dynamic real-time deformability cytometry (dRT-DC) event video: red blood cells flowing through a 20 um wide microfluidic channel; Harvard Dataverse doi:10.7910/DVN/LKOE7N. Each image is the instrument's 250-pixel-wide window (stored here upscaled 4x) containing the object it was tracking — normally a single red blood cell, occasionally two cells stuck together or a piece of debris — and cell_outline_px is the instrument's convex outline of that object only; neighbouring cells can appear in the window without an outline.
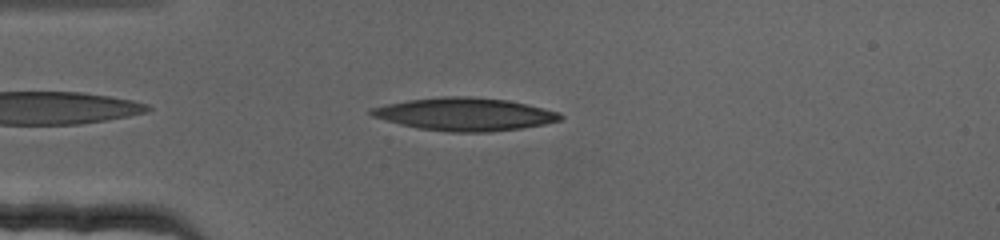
{"species": "human", "species_latin": "Homo sapiens", "temperature_condition": "cold", "stored_images_in_passage": 56, "camera_frame_rate_fps": 3000, "um_per_image_px": 0.085, "donor": {"sex": "female"}, "frame": {"image": 1, "passage_image": 3, "time_ms": 0.667, "image_size_px": [1000, 240], "cell_outline_px": [[564, 116], [560, 120], [544, 124], [520, 128], [488, 132], [448, 132], [420, 128], [400, 124], [372, 116], [368, 112], [368, 108], [384, 104], [408, 100], [444, 96], [464, 96], [508, 100], [544, 108], [560, 112]], "centroid_in_image_um": [39.49, 9.7], "position_along_channel_um": 45.5, "area_um2": 36.13}}
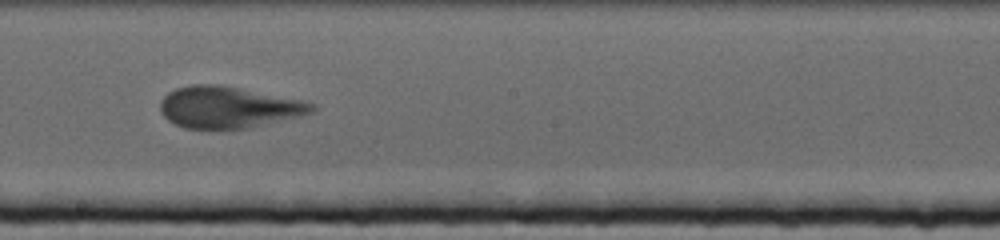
{"frame": {"image": 2, "passage_image": 25, "time_ms": 8.0, "image_size_px": [1000, 240], "cell_outline_px": [[316, 108], [312, 112], [300, 116], [244, 128], [184, 128], [168, 120], [160, 112], [160, 100], [168, 92], [176, 88], [192, 84], [216, 84], [300, 100], [316, 104]], "centroid_in_image_um": [19.36, 9.11], "position_along_channel_um": 228.8, "area_um2": 36.07}}
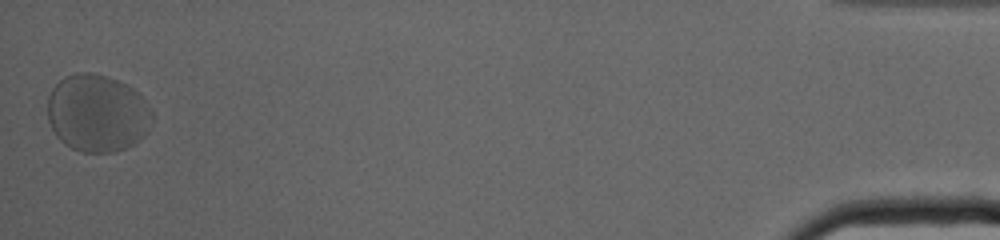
{"frame": {"image": 3, "passage_image": 56, "time_ms": 18.333, "image_size_px": [1000, 240], "cell_outline_px": [[152, 120], [144, 136], [140, 140], [128, 148], [116, 152], [80, 152], [64, 144], [56, 136], [48, 120], [48, 96], [52, 88], [64, 76], [76, 72], [92, 72], [108, 76], [128, 84], [140, 92], [148, 104], [152, 112]], "centroid_in_image_um": [8.29, 9.61], "position_along_channel_um": 426.9, "area_um2": 47.97}}